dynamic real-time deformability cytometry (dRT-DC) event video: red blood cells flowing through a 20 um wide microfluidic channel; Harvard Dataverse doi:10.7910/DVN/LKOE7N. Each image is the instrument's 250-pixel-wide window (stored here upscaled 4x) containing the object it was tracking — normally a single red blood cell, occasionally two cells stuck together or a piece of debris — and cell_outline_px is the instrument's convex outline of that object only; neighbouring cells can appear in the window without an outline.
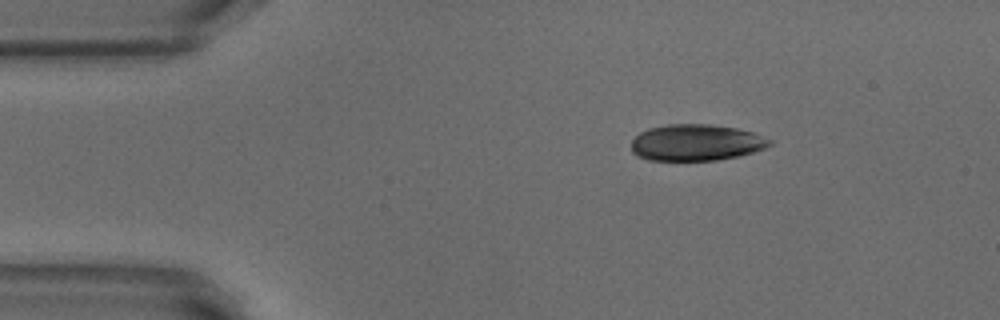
{"species": "common noctule bat (a hibernating species)", "species_latin": "Nyctalus noctula", "temperature_condition": "warm", "stored_images_in_passage": 45, "camera_frame_rate_fps": 3000, "um_per_image_px": 0.085, "animal": {"sex": "male", "body_mass_g": 18.8}, "frame": {"image": 1, "passage_image": 1, "time_ms": 0.0, "image_size_px": [1000, 320], "cell_outline_px": [[772, 144], [764, 148], [740, 156], [716, 160], [648, 160], [636, 156], [632, 152], [632, 140], [640, 132], [648, 128], [668, 124], [708, 124], [736, 128], [752, 132], [772, 140]], "centroid_in_image_um": [59.15, 12.12], "position_along_channel_um": 25.8, "area_um2": 29.36}}
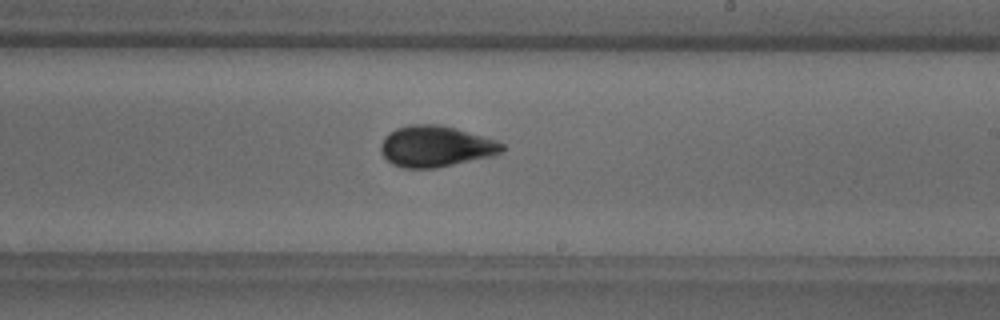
{"frame": {"image": 2, "passage_image": 23, "time_ms": 7.333, "image_size_px": [1000, 320], "cell_outline_px": [[504, 152], [492, 156], [436, 168], [404, 168], [392, 164], [380, 152], [380, 148], [384, 136], [396, 128], [408, 124], [440, 124], [456, 128], [496, 140], [504, 144]], "centroid_in_image_um": [37.03, 12.43], "position_along_channel_um": 252.0, "area_um2": 29.19}}
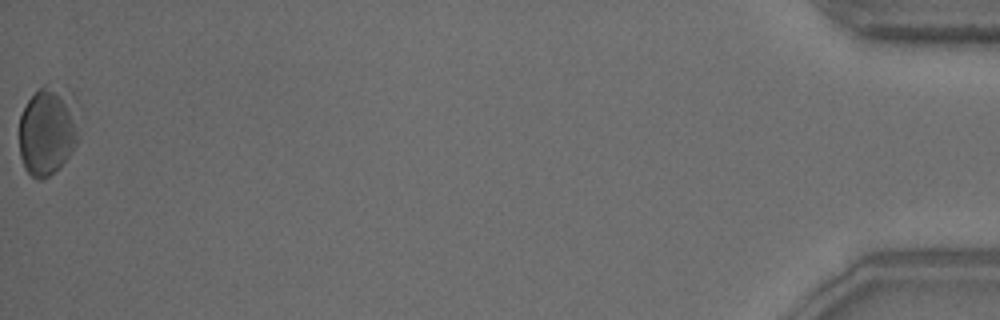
{"frame": {"image": 3, "passage_image": 45, "time_ms": 14.667, "image_size_px": [1000, 320], "cell_outline_px": [[80, 140], [60, 168], [48, 176], [40, 180], [36, 180], [24, 168], [20, 156], [20, 116], [28, 100], [44, 84], [72, 92], [80, 104]], "centroid_in_image_um": [4.15, 11.1], "position_along_channel_um": 431.1, "area_um2": 32.08}, "authors_computed_cell_mechanics": {"area_um2": 28.322, "velocity_mm_per_s": 3.8457, "shape_relaxation_time_tau1_ms": 3.2294, "shape_relaxation_time_tau2_ms": 1.3748, "deformation_change_tau1": 0.1368, "deformation_change_tau2": 0.0571}}